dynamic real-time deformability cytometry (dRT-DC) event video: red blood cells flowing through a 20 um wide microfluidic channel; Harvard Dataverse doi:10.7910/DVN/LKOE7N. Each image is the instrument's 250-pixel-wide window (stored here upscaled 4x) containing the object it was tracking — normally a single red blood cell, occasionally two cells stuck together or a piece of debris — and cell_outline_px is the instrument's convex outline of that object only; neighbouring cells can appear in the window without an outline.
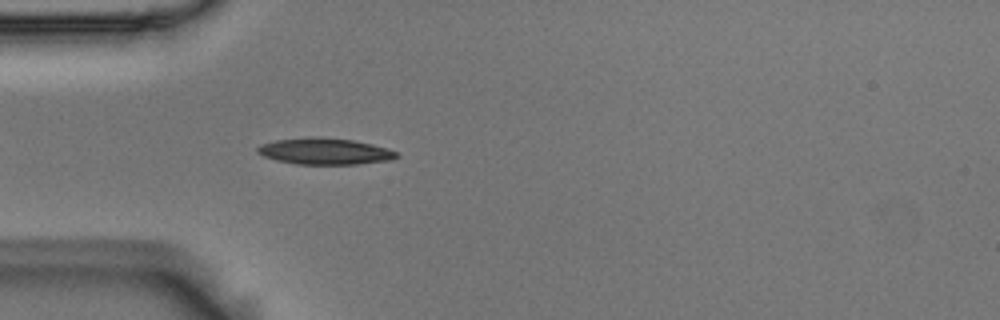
{"species": "Egyptian fruit bat (a non-hibernating species)", "species_latin": "Rousettus aegyptiacus", "temperature_condition": "room temperature", "stored_images_in_passage": 42, "camera_frame_rate_fps": 3000, "um_per_image_px": 0.085, "animal": {"sex": "male"}, "frame": {"image": 1, "passage_image": 4, "time_ms": 1.0, "image_size_px": [1000, 320], "cell_outline_px": [[400, 156], [392, 160], [356, 164], [296, 164], [276, 160], [264, 156], [256, 152], [256, 148], [260, 144], [276, 140], [308, 136], [320, 136], [352, 140], [372, 144], [388, 148], [396, 152]], "centroid_in_image_um": [27.6, 12.85], "position_along_channel_um": 57.4, "area_um2": 21.62}}
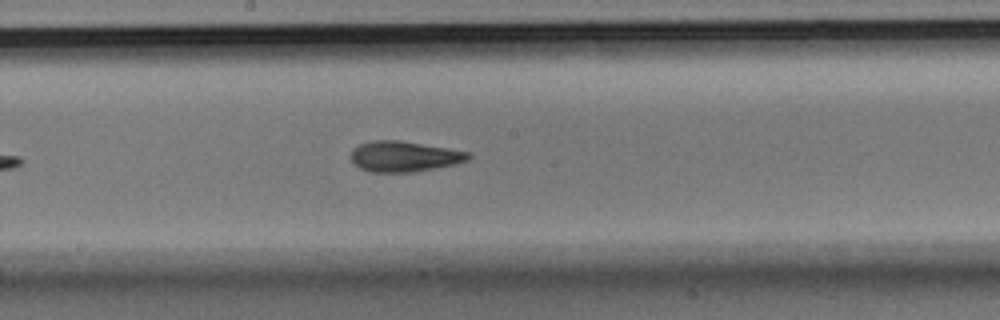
{"frame": {"image": 2, "passage_image": 17, "time_ms": 5.333, "image_size_px": [1000, 320], "cell_outline_px": [[472, 156], [468, 160], [456, 164], [412, 172], [368, 172], [352, 164], [352, 148], [360, 144], [372, 140], [400, 140], [448, 148], [468, 152]], "centroid_in_image_um": [34.33, 13.3], "position_along_channel_um": 213.9, "area_um2": 20.98}}
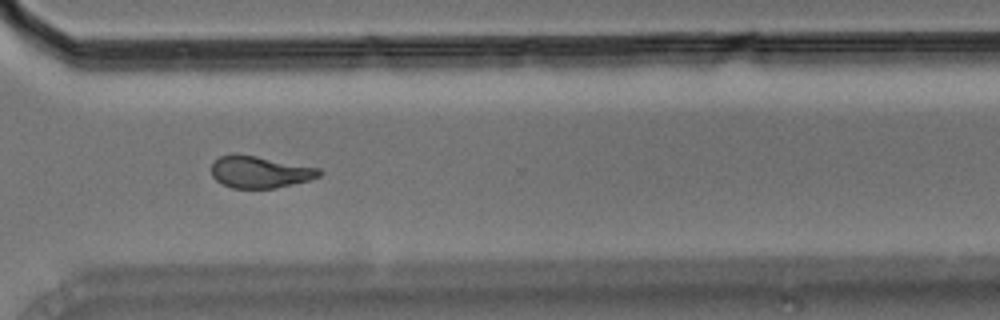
{"frame": {"image": 3, "passage_image": 28, "time_ms": 9.0, "image_size_px": [1000, 320], "cell_outline_px": [[324, 172], [320, 176], [308, 180], [276, 188], [232, 188], [216, 180], [212, 176], [212, 164], [220, 156], [256, 156], [320, 168]], "centroid_in_image_um": [22.14, 14.64], "position_along_channel_um": 348.5, "area_um2": 19.54}, "authors_computed_cell_mechanics": {"area_um2": 20.5768, "velocity_mm_per_s": 3.6824, "shape_relaxation_time_tau1_ms": 4.9794, "shape_relaxation_time_tau2_ms": 1.6936, "deformation_change_tau1": 0.1712, "deformation_change_tau2": 0.09}}